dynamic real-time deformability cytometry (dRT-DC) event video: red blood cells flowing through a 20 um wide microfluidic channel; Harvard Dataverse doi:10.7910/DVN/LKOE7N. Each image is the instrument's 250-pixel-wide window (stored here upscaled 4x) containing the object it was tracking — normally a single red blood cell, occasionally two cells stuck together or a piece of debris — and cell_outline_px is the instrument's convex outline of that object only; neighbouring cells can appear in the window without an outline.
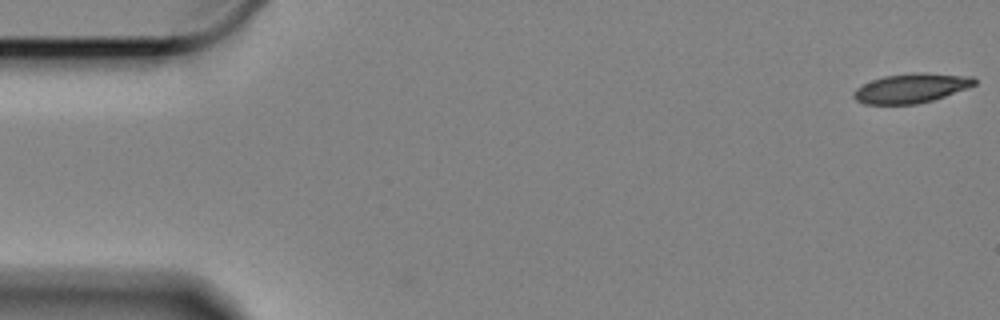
{"species": "Egyptian fruit bat (a non-hibernating species)", "species_latin": "Rousettus aegyptiacus", "temperature_condition": "cold", "stored_images_in_passage": 59, "camera_frame_rate_fps": 3000, "um_per_image_px": 0.085, "animal": {"sex": "female"}, "frame": {"image": 1, "passage_image": 1, "time_ms": 0.0, "image_size_px": [1000, 320], "cell_outline_px": [[976, 84], [968, 88], [932, 100], [916, 104], [864, 104], [856, 100], [852, 96], [852, 92], [856, 88], [872, 80], [884, 76], [912, 72], [924, 72], [972, 76], [976, 80]], "centroid_in_image_um": [77.45, 7.48], "position_along_channel_um": 7.6, "area_um2": 20.81}}
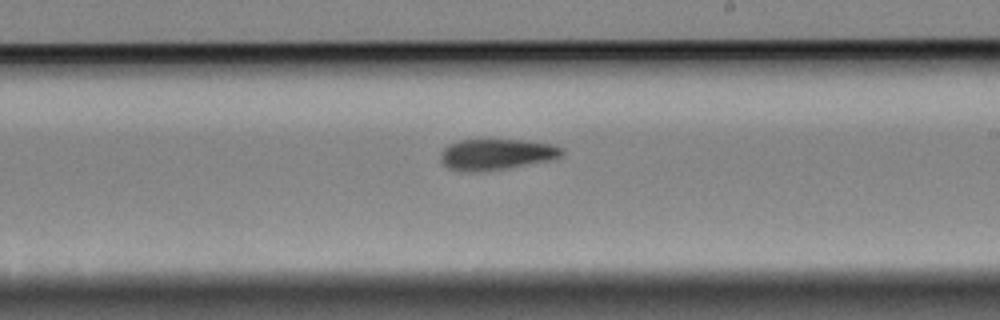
{"frame": {"image": 2, "passage_image": 34, "time_ms": 11.0, "image_size_px": [1000, 320], "cell_outline_px": [[564, 152], [560, 156], [552, 160], [508, 168], [480, 172], [456, 172], [448, 168], [440, 160], [440, 152], [448, 144], [460, 140], [524, 140], [552, 144], [564, 148]], "centroid_in_image_um": [42.17, 13.13], "position_along_channel_um": 246.8, "area_um2": 22.25}}
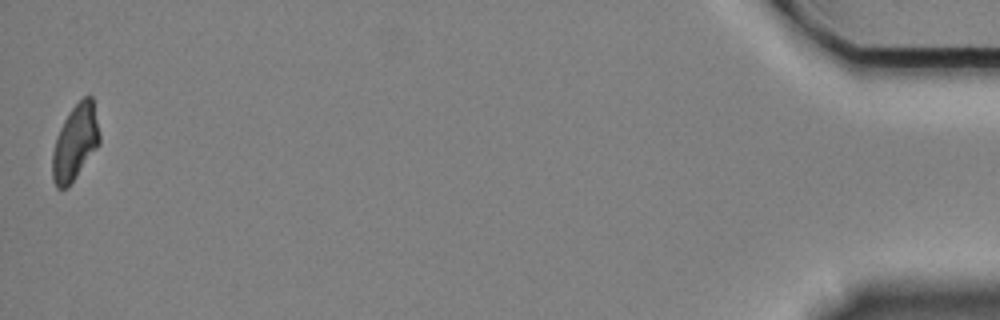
{"frame": {"image": 3, "passage_image": 59, "time_ms": 19.333, "image_size_px": [1000, 320], "cell_outline_px": [[100, 144], [68, 188], [56, 188], [52, 180], [52, 152], [56, 136], [68, 112], [84, 96], [92, 96], [100, 136]], "centroid_in_image_um": [6.38, 12.14], "position_along_channel_um": 428.8, "area_um2": 20.81}, "authors_computed_cell_mechanics": {"area_um2": 21.9062, "velocity_mm_per_s": 3.3242, "shape_relaxation_time_tau1_ms": 6.9158, "shape_relaxation_time_tau2_ms": 8.379, "deformation_change_tau1": 0.1453, "deformation_change_tau2": 0.1454}}